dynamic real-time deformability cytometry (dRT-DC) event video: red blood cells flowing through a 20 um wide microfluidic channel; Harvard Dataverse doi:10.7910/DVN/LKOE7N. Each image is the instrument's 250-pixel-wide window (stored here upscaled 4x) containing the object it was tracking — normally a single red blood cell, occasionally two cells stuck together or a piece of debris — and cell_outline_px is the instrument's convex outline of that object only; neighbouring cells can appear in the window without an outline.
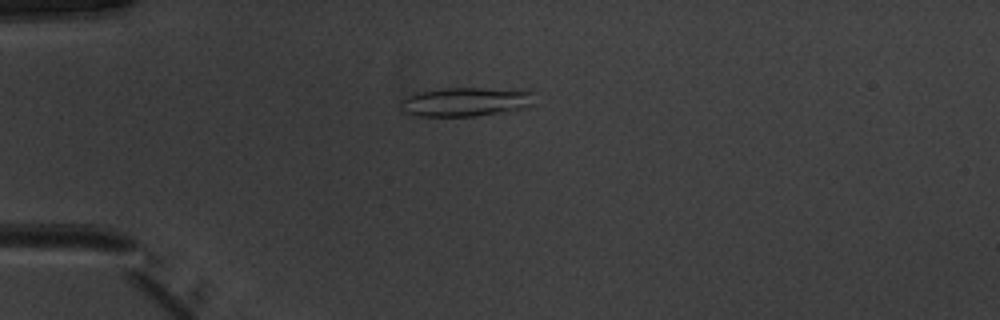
{"species": "common noctule bat (a hibernating species)", "species_latin": "Nyctalus noctula", "temperature_condition": "warm", "stored_images_in_passage": 51, "camera_frame_rate_fps": 3000, "um_per_image_px": 0.085, "animal": {"sex": "male", "body_mass_g": 20.1, "forearm_length_mm": 53.5}, "frame": {"image": 1, "passage_image": 14, "time_ms": 4.333, "image_size_px": [1000, 320], "cell_outline_px": [[536, 92], [528, 104], [524, 108], [504, 112], [476, 116], [416, 116], [400, 112], [396, 100], [412, 92], [440, 88], [480, 88]], "centroid_in_image_um": [39.35, 8.66], "position_along_channel_um": 45.7, "area_um2": 23.06}}
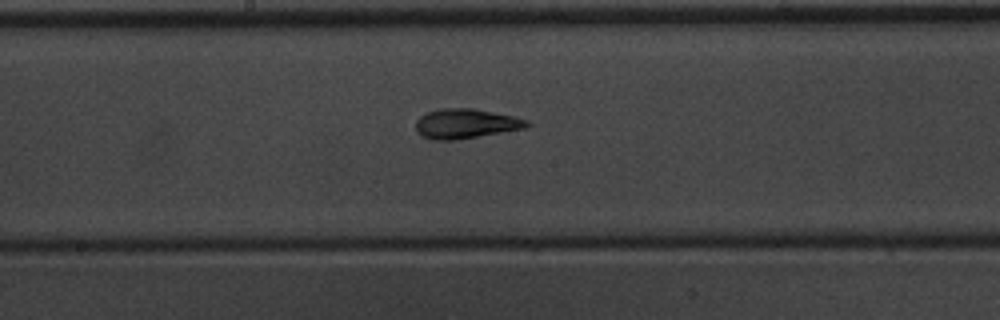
{"frame": {"image": 2, "passage_image": 28, "time_ms": 9.0, "image_size_px": [1000, 320], "cell_outline_px": [[532, 124], [528, 128], [456, 140], [432, 140], [416, 132], [416, 120], [420, 116], [428, 112], [440, 108], [472, 108], [512, 116], [528, 120]], "centroid_in_image_um": [39.6, 10.52], "position_along_channel_um": 208.6, "area_um2": 19.31}}
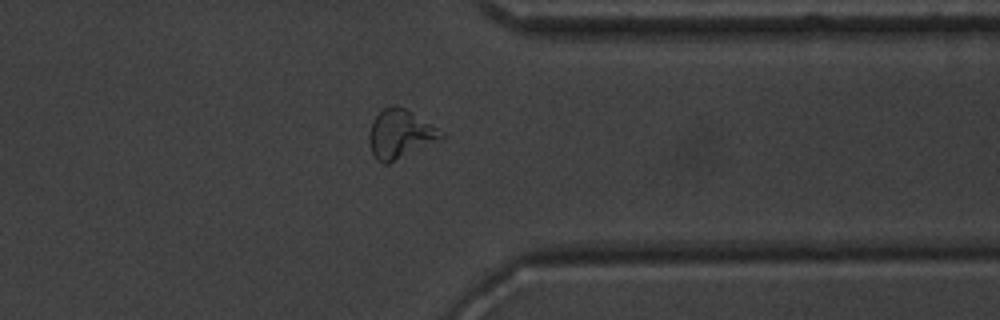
{"frame": {"image": 3, "passage_image": 41, "time_ms": 13.333, "image_size_px": [1000, 320], "cell_outline_px": [[444, 136], [388, 164], [384, 164], [376, 160], [372, 152], [368, 140], [368, 136], [372, 124], [376, 116], [384, 108], [392, 104], [396, 104], [404, 108], [444, 132]], "centroid_in_image_um": [33.96, 11.39], "position_along_channel_um": 377.4, "area_um2": 19.88}, "authors_computed_cell_mechanics": {"area_um2": 19.5942, "velocity_mm_per_s": 3.9696, "shape_relaxation_time_tau1_ms": null, "shape_relaxation_time_tau2_ms": 2.0076, "deformation_change_tau1": null, "deformation_change_tau2": 0.1091}}